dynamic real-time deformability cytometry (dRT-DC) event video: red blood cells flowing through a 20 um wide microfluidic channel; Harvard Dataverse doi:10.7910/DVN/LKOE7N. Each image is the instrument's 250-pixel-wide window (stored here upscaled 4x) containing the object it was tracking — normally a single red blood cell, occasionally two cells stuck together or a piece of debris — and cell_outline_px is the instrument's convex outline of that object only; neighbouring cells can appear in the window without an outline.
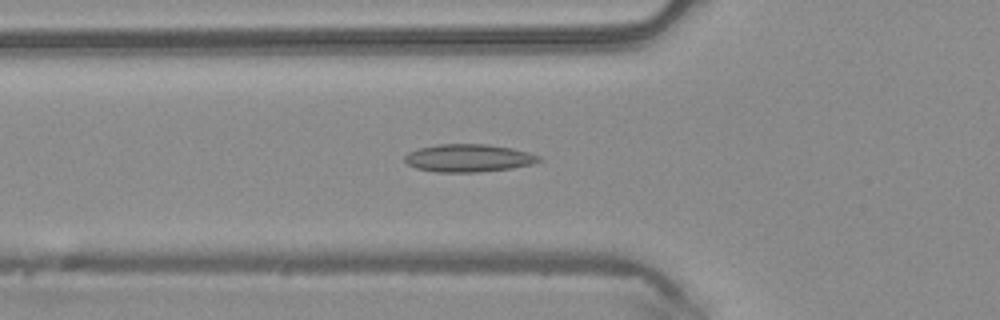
{"species": "common noctule bat (a hibernating species)", "species_latin": "Nyctalus noctula", "temperature_condition": "warm", "stored_images_in_passage": 38, "camera_frame_rate_fps": 3000, "um_per_image_px": 0.085, "animal": {"sex": "male", "body_mass_g": 20.4}, "frame": {"image": 1, "passage_image": 7, "time_ms": 2.0, "image_size_px": [1000, 320], "cell_outline_px": [[544, 160], [532, 164], [512, 168], [480, 172], [436, 172], [416, 168], [408, 164], [404, 160], [404, 156], [408, 152], [420, 148], [440, 144], [488, 144], [512, 148], [528, 152], [540, 156]], "centroid_in_image_um": [39.85, 13.44], "position_along_channel_um": 85.9, "area_um2": 21.79}}
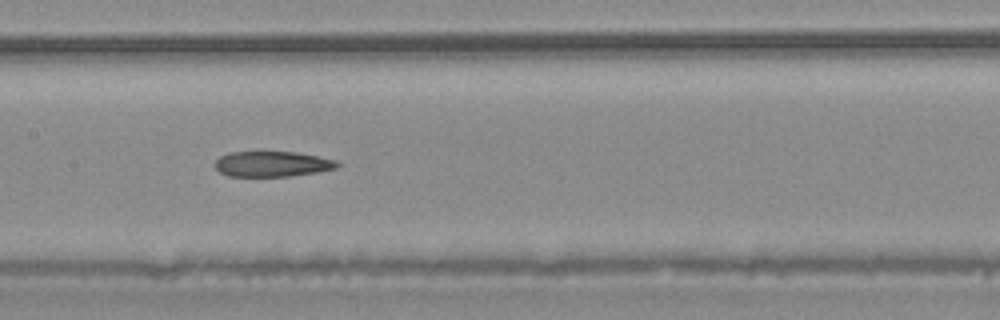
{"frame": {"image": 2, "passage_image": 14, "time_ms": 4.333, "image_size_px": [1000, 320], "cell_outline_px": [[340, 164], [336, 168], [316, 172], [292, 176], [228, 176], [220, 172], [216, 168], [216, 160], [220, 156], [228, 152], [296, 152], [336, 160]], "centroid_in_image_um": [23.13, 13.94], "position_along_channel_um": 184.3, "area_um2": 17.98}}
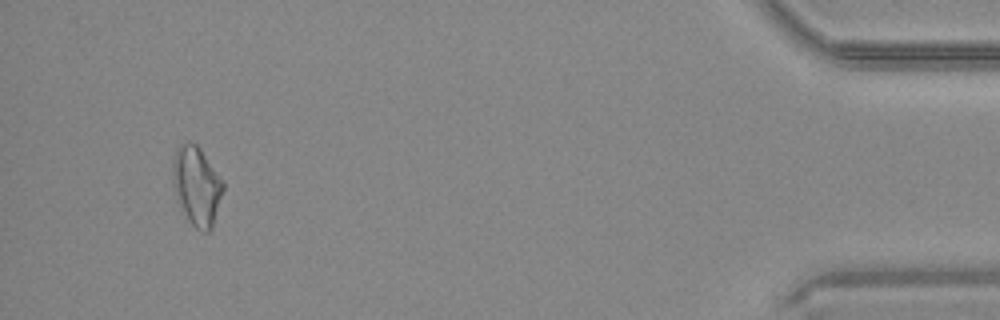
{"frame": {"image": 3, "passage_image": 36, "time_ms": 11.667, "image_size_px": [1000, 320], "cell_outline_px": [[224, 188], [212, 228], [208, 232], [200, 232], [188, 220], [176, 200], [172, 180], [172, 160], [176, 148], [180, 144], [196, 144], [200, 148], [224, 180]], "centroid_in_image_um": [16.71, 15.81], "position_along_channel_um": 418.5, "area_um2": 23.41}}